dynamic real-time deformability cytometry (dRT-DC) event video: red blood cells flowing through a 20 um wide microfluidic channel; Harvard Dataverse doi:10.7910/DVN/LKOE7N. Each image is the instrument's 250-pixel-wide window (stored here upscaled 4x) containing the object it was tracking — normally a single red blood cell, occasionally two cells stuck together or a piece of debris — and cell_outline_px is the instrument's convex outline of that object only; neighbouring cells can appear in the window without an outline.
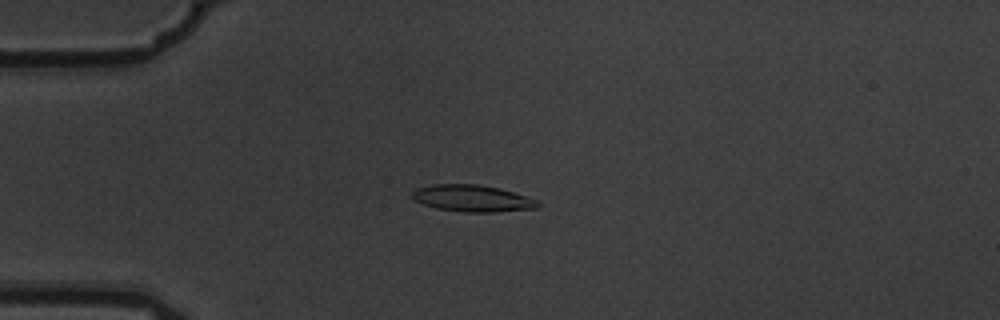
{"species": "common noctule bat (a hibernating species)", "species_latin": "Nyctalus noctula", "temperature_condition": "warm", "stored_images_in_passage": 5, "camera_frame_rate_fps": 3000, "um_per_image_px": 0.085, "animal": {"sex": "male", "body_mass_g": 19.5, "forearm_length_mm": 54.6}, "frame": {"image": 1, "passage_image": 5, "time_ms": 1.333, "image_size_px": [1000, 320], "cell_outline_px": [[540, 204], [536, 208], [496, 212], [464, 212], [436, 208], [424, 204], [416, 200], [412, 196], [412, 192], [416, 188], [432, 184], [480, 184], [500, 188], [540, 200]], "centroid_in_image_um": [40.18, 16.85], "position_along_channel_um": 44.8, "area_um2": 19.65}}